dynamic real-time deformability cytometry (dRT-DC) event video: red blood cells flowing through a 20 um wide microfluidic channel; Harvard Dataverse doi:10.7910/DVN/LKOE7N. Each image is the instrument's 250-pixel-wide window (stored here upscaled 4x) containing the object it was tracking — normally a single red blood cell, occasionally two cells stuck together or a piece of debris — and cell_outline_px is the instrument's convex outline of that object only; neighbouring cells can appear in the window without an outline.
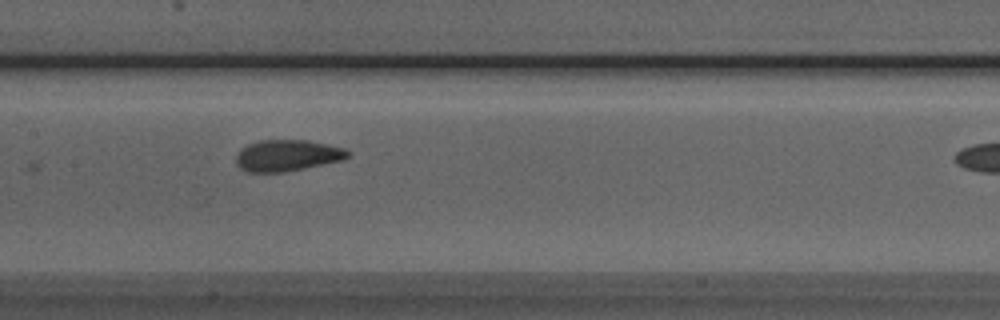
{"species": "Egyptian fruit bat (a non-hibernating species)", "species_latin": "Rousettus aegyptiacus", "temperature_condition": "room temperature", "stored_images_in_passage": 6, "camera_frame_rate_fps": 3000, "um_per_image_px": 0.085, "animal": {"sex": "male"}, "frame": {"image": 1, "passage_image": 5, "time_ms": 4.667, "image_size_px": [1000, 320], "cell_outline_px": [[352, 152], [344, 160], [284, 172], [248, 172], [240, 168], [236, 164], [236, 156], [240, 148], [248, 144], [260, 140], [308, 140], [344, 148]], "centroid_in_image_um": [24.41, 13.21], "position_along_channel_um": 183.0, "area_um2": 20.52}}